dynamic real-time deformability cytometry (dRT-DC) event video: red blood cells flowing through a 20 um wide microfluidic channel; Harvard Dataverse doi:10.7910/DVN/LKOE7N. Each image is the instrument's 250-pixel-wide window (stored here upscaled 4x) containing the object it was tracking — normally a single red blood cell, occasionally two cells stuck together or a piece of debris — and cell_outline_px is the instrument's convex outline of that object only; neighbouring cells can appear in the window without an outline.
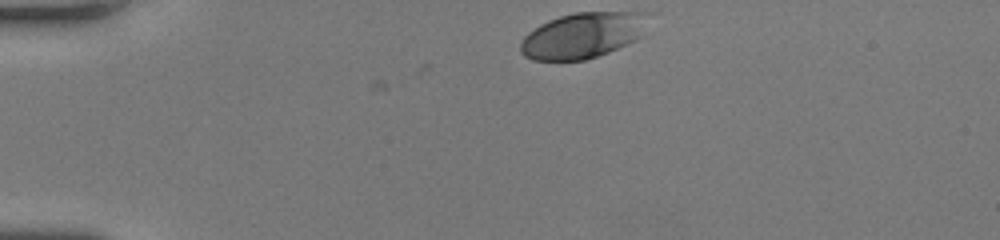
{"species": "human", "species_latin": "Homo sapiens", "temperature_condition": "room temperature", "stored_images_in_passage": 32, "camera_frame_rate_fps": 3000, "um_per_image_px": 0.085, "donor": {"sex": "female"}, "frame": {"image": 1, "passage_image": 1, "time_ms": 0.0, "image_size_px": [1000, 240], "cell_outline_px": [[652, 12], [644, 36], [636, 40], [608, 52], [584, 60], [532, 60], [524, 56], [520, 52], [520, 40], [528, 32], [540, 24], [548, 20], [560, 16], [576, 12]], "centroid_in_image_um": [49.58, 2.99], "position_along_channel_um": 35.4, "area_um2": 34.51}}
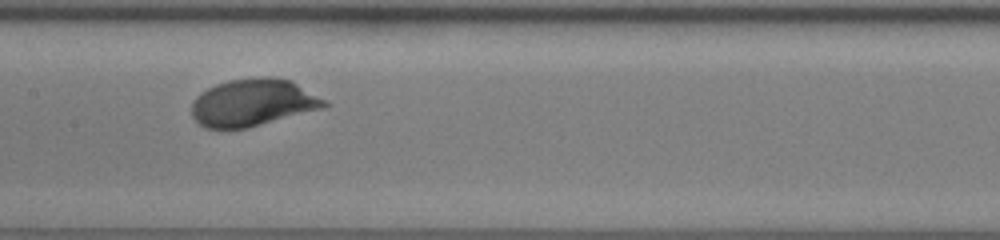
{"frame": {"image": 2, "passage_image": 16, "time_ms": 5.0, "image_size_px": [1000, 240], "cell_outline_px": [[328, 104], [324, 108], [248, 128], [204, 128], [192, 116], [192, 100], [200, 92], [216, 84], [228, 80], [260, 76], [272, 76], [292, 80], [324, 100]], "centroid_in_image_um": [21.48, 8.71], "position_along_channel_um": 185.9, "area_um2": 36.65}}
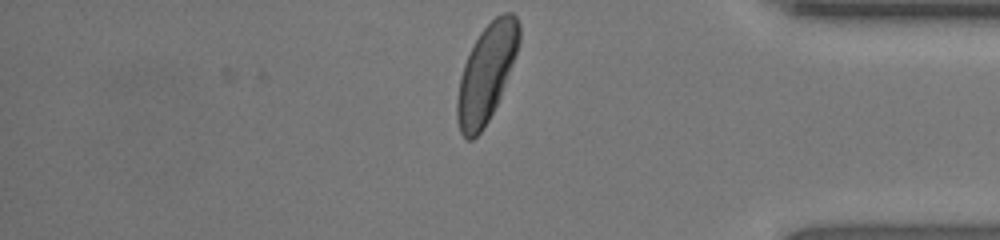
{"frame": {"image": 3, "passage_image": 32, "time_ms": 10.333, "image_size_px": [1000, 240], "cell_outline_px": [[520, 40], [512, 64], [500, 96], [484, 128], [472, 140], [464, 140], [460, 132], [456, 120], [456, 100], [460, 76], [464, 64], [480, 32], [496, 16], [504, 12], [512, 12], [516, 16], [520, 24]], "centroid_in_image_um": [41.32, 6.25], "position_along_channel_um": 393.9, "area_um2": 34.8}, "authors_computed_cell_mechanics": {"area_um2": 34.5066, "velocity_mm_per_s": 4.2367, "shape_relaxation_time_tau1_ms": 2.2964, "shape_relaxation_time_tau2_ms": null, "deformation_change_tau1": 0.1321, "deformation_change_tau2": null}}